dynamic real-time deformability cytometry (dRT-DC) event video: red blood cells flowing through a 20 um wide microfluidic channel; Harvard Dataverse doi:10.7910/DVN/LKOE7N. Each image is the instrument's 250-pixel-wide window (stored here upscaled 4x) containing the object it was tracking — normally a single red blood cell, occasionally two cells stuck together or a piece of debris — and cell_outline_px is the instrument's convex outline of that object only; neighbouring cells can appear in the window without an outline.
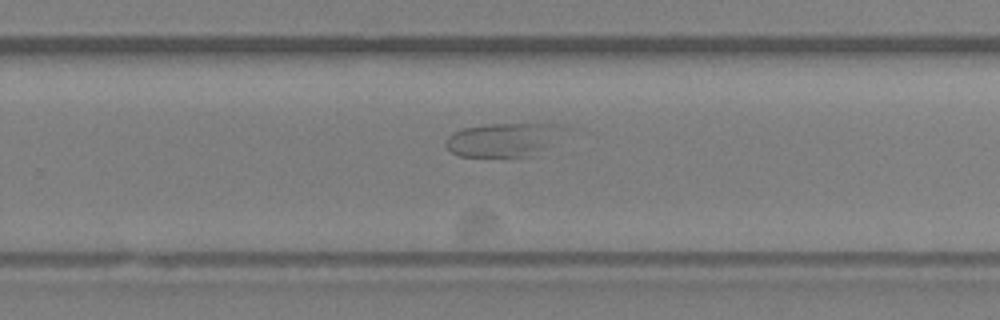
{"species": "Egyptian fruit bat (a non-hibernating species)", "species_latin": "Rousettus aegyptiacus", "temperature_condition": "room temperature", "stored_images_in_passage": 47, "camera_frame_rate_fps": 3000, "um_per_image_px": 0.085, "animal": {"sex": "female"}, "frame": {"image": 1, "passage_image": 30, "time_ms": 9.667, "image_size_px": [1000, 320], "cell_outline_px": [[572, 128], [528, 156], [460, 156], [452, 152], [444, 144], [444, 140], [452, 132], [464, 128], [488, 124], [556, 124]], "centroid_in_image_um": [42.74, 11.84], "position_along_channel_um": 287.1, "area_um2": 22.77}}
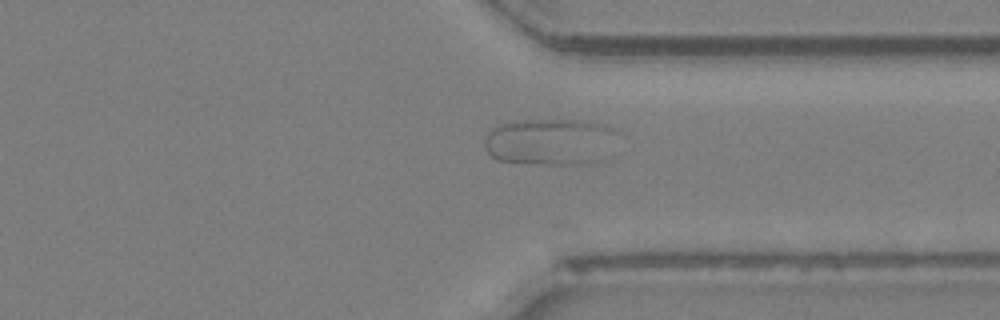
{"frame": {"image": 2, "passage_image": 36, "time_ms": 11.667, "image_size_px": [1000, 320], "cell_outline_px": [[612, 132], [600, 160], [580, 164], [536, 164], [496, 160], [484, 148], [484, 140], [488, 132], [492, 128], [504, 124], [524, 120], [584, 120], [604, 124], [612, 128]], "centroid_in_image_um": [46.62, 12.05], "position_along_channel_um": 364.8, "area_um2": 35.2}}